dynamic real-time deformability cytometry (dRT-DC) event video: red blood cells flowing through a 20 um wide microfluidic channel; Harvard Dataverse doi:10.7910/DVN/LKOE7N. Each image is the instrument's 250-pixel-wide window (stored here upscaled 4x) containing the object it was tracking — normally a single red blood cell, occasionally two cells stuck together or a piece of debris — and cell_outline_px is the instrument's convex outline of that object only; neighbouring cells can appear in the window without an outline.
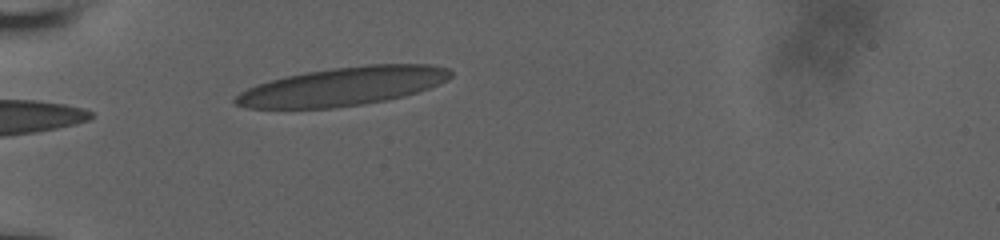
{"species": "human", "species_latin": "Homo sapiens", "temperature_condition": "room temperature", "stored_images_in_passage": 31, "camera_frame_rate_fps": 3000, "um_per_image_px": 0.085, "donor": {"sex": "male"}, "frame": {"image": 1, "passage_image": 2, "time_ms": 0.333, "image_size_px": [1000, 240], "cell_outline_px": [[452, 76], [448, 80], [440, 84], [404, 96], [364, 104], [332, 108], [248, 108], [236, 104], [232, 100], [240, 92], [256, 84], [284, 76], [304, 72], [332, 68], [368, 64], [432, 64], [448, 68], [452, 72]], "centroid_in_image_um": [29.16, 7.33], "position_along_channel_um": 55.8, "area_um2": 48.32}}
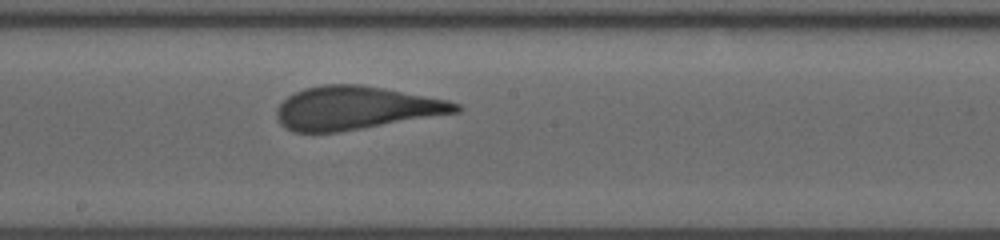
{"frame": {"image": 2, "passage_image": 16, "time_ms": 5.0, "image_size_px": [1000, 240], "cell_outline_px": [[464, 108], [460, 112], [336, 132], [292, 132], [284, 128], [280, 124], [276, 116], [276, 108], [288, 96], [304, 88], [324, 84], [360, 84], [384, 88], [448, 100], [460, 104]], "centroid_in_image_um": [30.23, 9.17], "position_along_channel_um": 218.0, "area_um2": 45.03}}
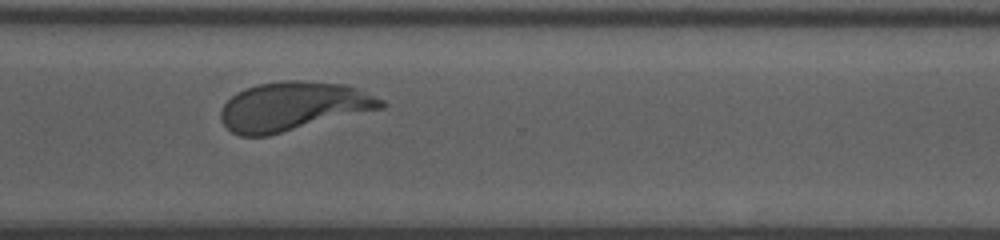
{"frame": {"image": 3, "passage_image": 26, "time_ms": 8.333, "image_size_px": [1000, 240], "cell_outline_px": [[388, 104], [384, 108], [268, 136], [240, 136], [232, 132], [220, 120], [220, 108], [236, 92], [244, 88], [256, 84], [284, 80], [300, 80], [344, 84], [356, 88], [384, 100]], "centroid_in_image_um": [24.91, 9.04], "position_along_channel_um": 345.7, "area_um2": 45.95}, "authors_computed_cell_mechanics": {"area_um2": 45.6042, "velocity_mm_per_s": 3.8543, "shape_relaxation_time_tau1_ms": 9.1393, "shape_relaxation_time_tau2_ms": null, "deformation_change_tau1": 0.3104, "deformation_change_tau2": null}}